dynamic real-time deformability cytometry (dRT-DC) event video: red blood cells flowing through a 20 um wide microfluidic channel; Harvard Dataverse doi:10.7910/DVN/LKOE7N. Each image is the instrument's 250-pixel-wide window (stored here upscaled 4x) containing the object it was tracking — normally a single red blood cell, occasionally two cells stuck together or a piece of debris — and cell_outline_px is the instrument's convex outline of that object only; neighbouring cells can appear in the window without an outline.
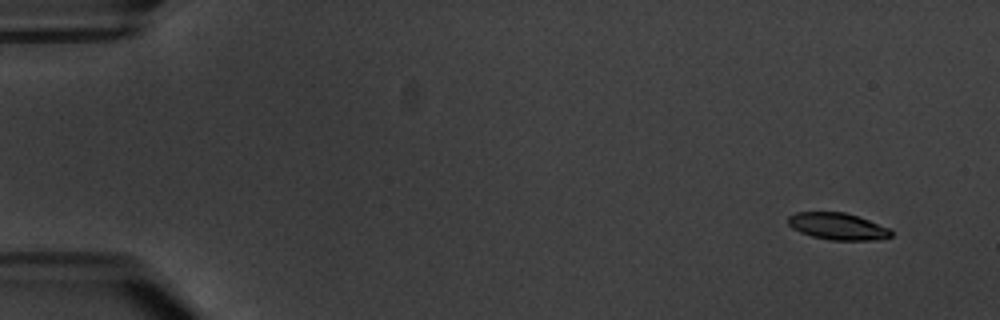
{"species": "common noctule bat (a hibernating species)", "species_latin": "Nyctalus noctula", "temperature_condition": "warm", "stored_images_in_passage": 6, "camera_frame_rate_fps": 3000, "um_per_image_px": 0.085, "animal": {"sex": "male", "body_mass_g": 20.1, "forearm_length_mm": 53.5}, "frame": {"image": 1, "passage_image": 1, "time_ms": 0.0, "image_size_px": [1000, 320], "cell_outline_px": [[892, 236], [872, 240], [828, 240], [812, 236], [800, 232], [792, 228], [788, 224], [788, 216], [796, 212], [844, 212], [868, 220], [888, 228], [892, 232]], "centroid_in_image_um": [71.15, 19.24], "position_along_channel_um": 13.8, "area_um2": 15.95}}
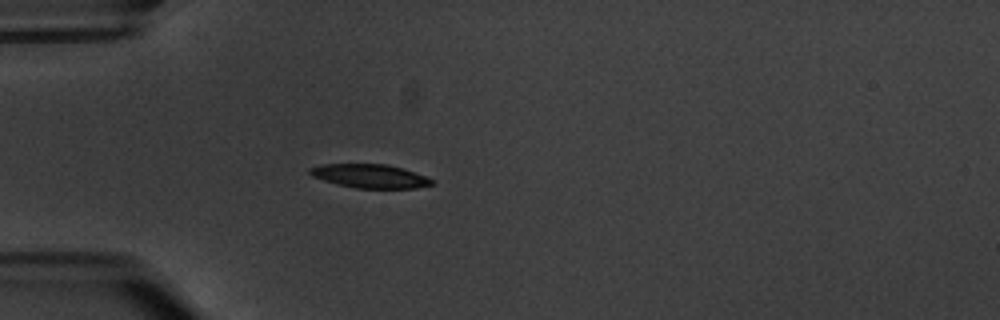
{"frame": {"image": 2, "passage_image": 5, "time_ms": 4.667, "image_size_px": [1000, 320], "cell_outline_px": [[436, 184], [416, 188], [356, 188], [336, 184], [312, 176], [308, 172], [308, 168], [320, 164], [388, 164], [424, 176], [432, 180]], "centroid_in_image_um": [31.4, 14.97], "position_along_channel_um": 53.6, "area_um2": 16.76}}